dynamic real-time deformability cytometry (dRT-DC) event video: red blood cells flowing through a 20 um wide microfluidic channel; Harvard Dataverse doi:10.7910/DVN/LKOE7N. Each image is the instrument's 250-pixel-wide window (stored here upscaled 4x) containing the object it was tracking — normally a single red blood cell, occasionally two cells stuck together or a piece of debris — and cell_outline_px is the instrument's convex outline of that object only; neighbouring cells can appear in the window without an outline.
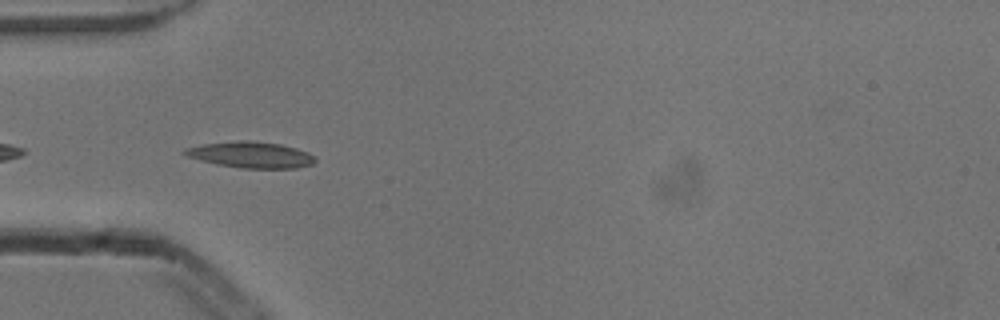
{"species": "common noctule bat (a hibernating species)", "species_latin": "Nyctalus noctula", "temperature_condition": "cold", "stored_images_in_passage": 5, "camera_frame_rate_fps": 3000, "um_per_image_px": 0.085, "animal": {"sex": "male", "body_mass_g": 13.3}, "frame": {"image": 1, "passage_image": 5, "time_ms": 1.333, "image_size_px": [1000, 320], "cell_outline_px": [[316, 160], [312, 164], [296, 168], [240, 168], [216, 164], [200, 160], [188, 156], [180, 152], [184, 148], [204, 144], [236, 140], [248, 140], [280, 144], [296, 148], [308, 152], [316, 156]], "centroid_in_image_um": [21.32, 13.15], "position_along_channel_um": 63.7, "area_um2": 19.94}}